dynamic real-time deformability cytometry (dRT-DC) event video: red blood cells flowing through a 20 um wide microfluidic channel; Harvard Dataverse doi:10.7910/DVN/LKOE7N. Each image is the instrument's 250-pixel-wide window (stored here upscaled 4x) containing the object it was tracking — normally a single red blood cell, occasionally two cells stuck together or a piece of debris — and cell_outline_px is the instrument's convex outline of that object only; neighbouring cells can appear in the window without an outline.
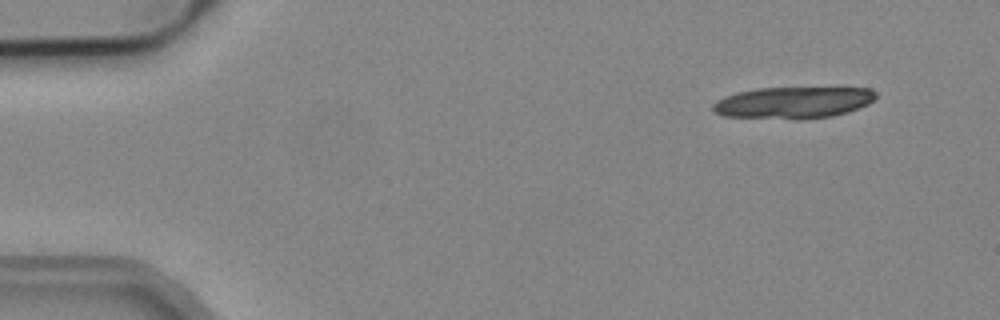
{"species": "common noctule bat (a hibernating species)", "species_latin": "Nyctalus noctula", "temperature_condition": "cold", "stored_images_in_passage": 9, "camera_frame_rate_fps": 3000, "um_per_image_px": 0.085, "animal": {"sex": "male", "body_mass_g": 19.2, "forearm_length_mm": 51.8}, "frame": {"image": 1, "passage_image": 1, "time_ms": 0.0, "image_size_px": [1000, 320], "cell_outline_px": [[876, 96], [868, 104], [848, 112], [832, 116], [800, 120], [724, 116], [712, 112], [712, 104], [716, 100], [724, 96], [736, 92], [756, 88], [840, 84], [844, 84], [868, 88], [876, 92]], "centroid_in_image_um": [67.5, 8.66], "position_along_channel_um": 17.5, "area_um2": 32.02}}
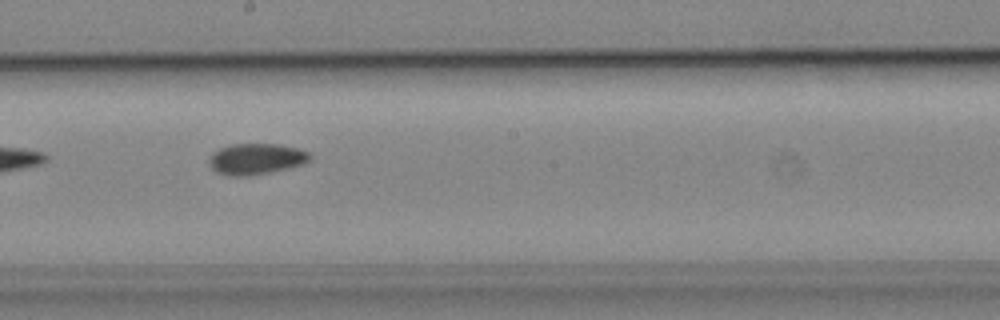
{"frame": {"image": 2, "passage_image": 7, "time_ms": 2.0, "image_size_px": [1000, 320], "cell_outline_px": [[312, 160], [304, 164], [288, 168], [248, 176], [228, 176], [216, 172], [208, 164], [208, 160], [212, 152], [220, 148], [232, 144], [280, 144], [296, 148], [308, 152], [312, 156]], "centroid_in_image_um": [21.76, 13.51], "position_along_channel_um": 226.4, "area_um2": 18.38}}
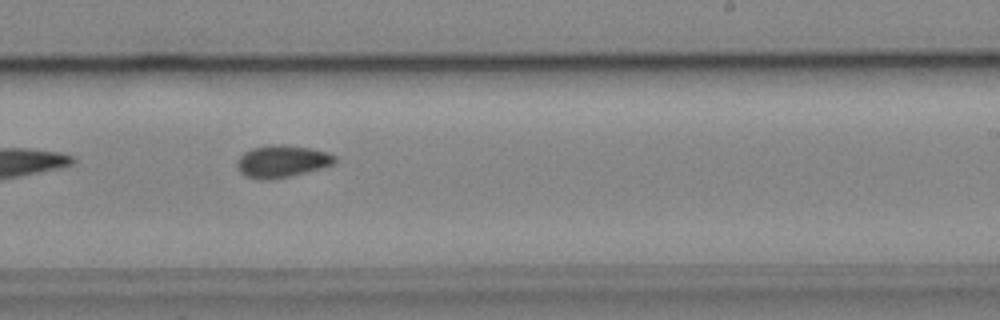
{"frame": {"image": 3, "passage_image": 8, "time_ms": 2.333, "image_size_px": [1000, 320], "cell_outline_px": [[336, 160], [332, 164], [320, 168], [292, 176], [268, 180], [260, 180], [244, 176], [236, 168], [236, 160], [244, 152], [252, 148], [272, 144], [284, 144], [312, 148], [328, 152], [336, 156]], "centroid_in_image_um": [23.93, 13.71], "position_along_channel_um": 265.1, "area_um2": 18.61}}